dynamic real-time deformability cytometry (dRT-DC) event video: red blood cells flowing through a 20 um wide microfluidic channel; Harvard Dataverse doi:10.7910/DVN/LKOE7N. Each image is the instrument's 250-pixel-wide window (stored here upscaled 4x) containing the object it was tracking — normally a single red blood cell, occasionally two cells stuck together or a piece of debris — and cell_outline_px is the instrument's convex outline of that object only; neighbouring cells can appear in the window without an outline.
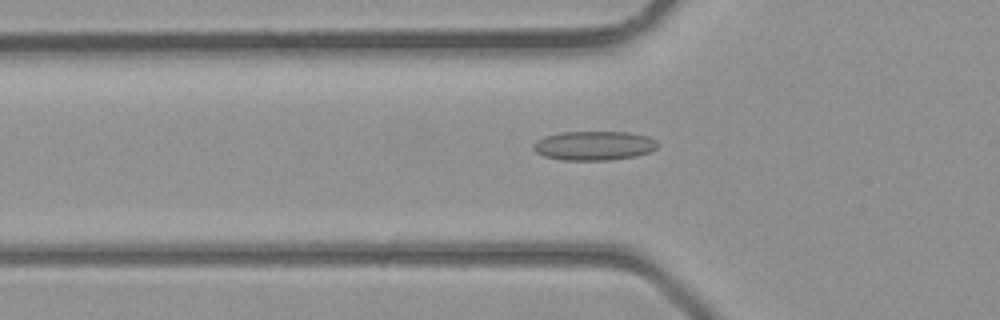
{"species": "common noctule bat (a hibernating species)", "species_latin": "Nyctalus noctula", "temperature_condition": "room temperature", "stored_images_in_passage": 39, "camera_frame_rate_fps": 3000, "um_per_image_px": 0.085, "animal": {"sex": "male", "body_mass_g": 23.1, "forearm_length_mm": 52.7}, "frame": {"image": 1, "passage_image": 13, "time_ms": 4.0, "image_size_px": [1000, 320], "cell_outline_px": [[656, 148], [652, 152], [636, 156], [608, 160], [564, 160], [544, 156], [536, 152], [532, 148], [532, 144], [536, 140], [544, 136], [560, 132], [628, 132], [648, 136], [656, 140]], "centroid_in_image_um": [50.47, 12.38], "position_along_channel_um": 75.3, "area_um2": 21.27}}
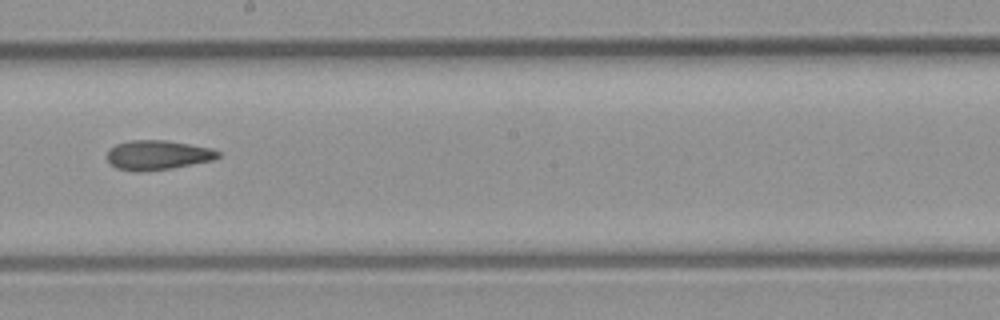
{"frame": {"image": 2, "passage_image": 22, "time_ms": 7.0, "image_size_px": [1000, 320], "cell_outline_px": [[220, 156], [212, 160], [172, 168], [140, 172], [136, 172], [116, 168], [108, 160], [108, 148], [116, 144], [132, 140], [164, 140], [212, 148], [220, 152]], "centroid_in_image_um": [13.39, 13.18], "position_along_channel_um": 234.8, "area_um2": 19.02}}
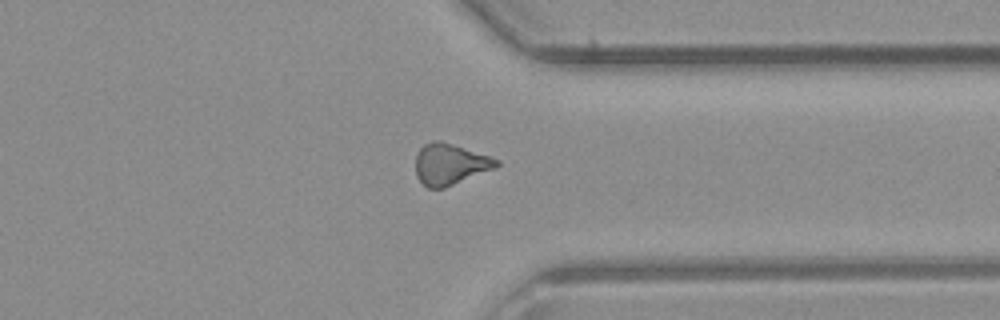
{"frame": {"image": 3, "passage_image": 30, "time_ms": 9.667, "image_size_px": [1000, 320], "cell_outline_px": [[500, 164], [496, 168], [444, 188], [428, 188], [416, 176], [416, 156], [420, 148], [424, 144], [432, 140], [440, 140], [500, 160]], "centroid_in_image_um": [38.25, 13.96], "position_along_channel_um": 373.2, "area_um2": 19.25}}